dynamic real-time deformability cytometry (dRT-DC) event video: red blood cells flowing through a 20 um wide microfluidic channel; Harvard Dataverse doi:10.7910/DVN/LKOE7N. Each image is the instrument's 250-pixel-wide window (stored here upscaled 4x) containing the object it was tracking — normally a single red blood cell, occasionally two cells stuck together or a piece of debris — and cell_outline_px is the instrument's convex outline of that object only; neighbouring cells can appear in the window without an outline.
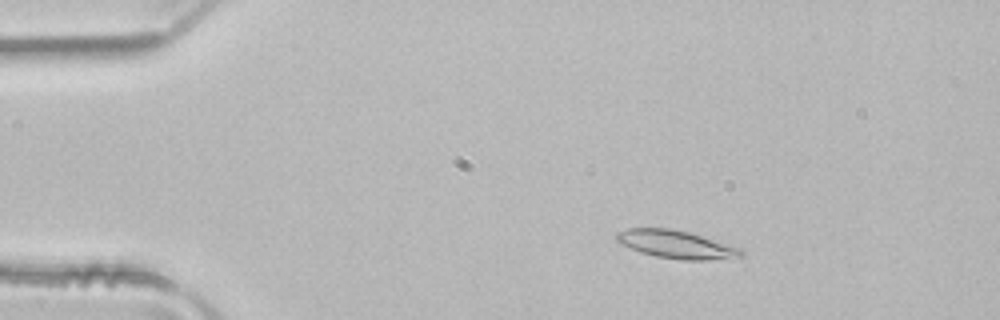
{"species": "common noctule bat (a hibernating species)", "species_latin": "Nyctalus noctula", "temperature_condition": "room temperature", "stored_images_in_passage": 4, "camera_frame_rate_fps": 3000, "um_per_image_px": 0.085, "animal": {"sex": "male", "body_mass_g": 21.5, "forearm_length_mm": 52.0}, "frame": {"image": 1, "passage_image": 3, "time_ms": 0.667, "image_size_px": [1000, 320], "cell_outline_px": [[744, 256], [704, 260], [680, 260], [656, 256], [640, 252], [620, 244], [616, 240], [616, 232], [628, 228], [672, 228], [688, 232], [740, 248], [744, 252]], "centroid_in_image_um": [57.42, 20.77], "position_along_channel_um": 27.6, "area_um2": 20.17}}